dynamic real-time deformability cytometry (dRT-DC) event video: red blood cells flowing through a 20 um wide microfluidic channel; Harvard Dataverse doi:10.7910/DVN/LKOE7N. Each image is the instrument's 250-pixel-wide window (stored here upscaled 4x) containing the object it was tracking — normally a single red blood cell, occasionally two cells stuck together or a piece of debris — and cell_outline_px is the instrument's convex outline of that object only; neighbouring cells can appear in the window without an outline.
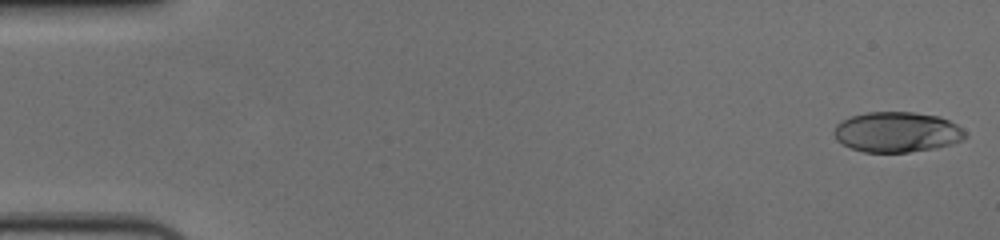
{"species": "human", "species_latin": "Homo sapiens", "temperature_condition": "cold", "stored_images_in_passage": 57, "camera_frame_rate_fps": 3000, "um_per_image_px": 0.085, "donor": {"sex": "female"}, "frame": {"image": 1, "passage_image": 1, "time_ms": 0.0, "image_size_px": [1000, 240], "cell_outline_px": [[968, 136], [964, 140], [952, 144], [936, 148], [908, 152], [864, 152], [852, 148], [836, 140], [832, 132], [836, 124], [840, 120], [852, 116], [868, 112], [912, 112], [940, 116], [956, 124]], "centroid_in_image_um": [76.23, 11.22], "position_along_channel_um": 8.8, "area_um2": 30.98}}
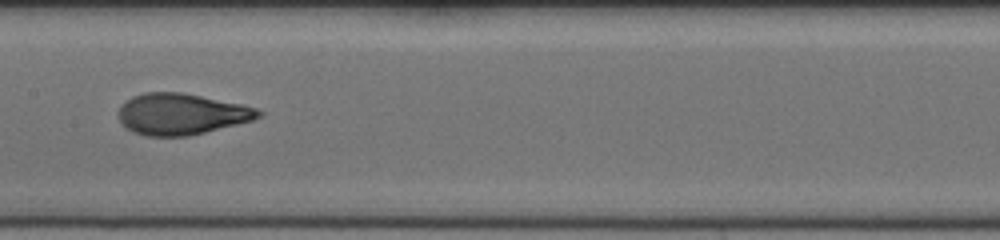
{"frame": {"image": 2, "passage_image": 29, "time_ms": 9.333, "image_size_px": [1000, 240], "cell_outline_px": [[264, 112], [260, 116], [252, 120], [188, 136], [148, 136], [132, 132], [124, 128], [120, 120], [120, 108], [132, 96], [144, 92], [180, 92], [240, 104], [256, 108]], "centroid_in_image_um": [15.39, 9.7], "position_along_channel_um": 192.0, "area_um2": 33.18}}
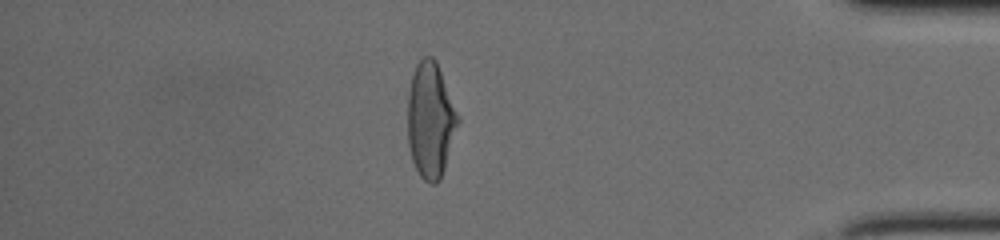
{"frame": {"image": 3, "passage_image": 49, "time_ms": 16.0, "image_size_px": [1000, 240], "cell_outline_px": [[460, 120], [440, 180], [436, 184], [432, 184], [424, 180], [420, 176], [412, 160], [408, 144], [408, 92], [412, 72], [416, 64], [424, 56], [432, 56], [436, 60], [460, 116]], "centroid_in_image_um": [36.59, 10.18], "position_along_channel_um": 398.6, "area_um2": 34.04}, "authors_computed_cell_mechanics": {"area_um2": 32.946, "velocity_mm_per_s": 3.6513, "shape_relaxation_time_tau1_ms": 6.1597, "shape_relaxation_time_tau2_ms": 0.8678, "deformation_change_tau1": 0.2393, "deformation_change_tau2": 0.0743}}